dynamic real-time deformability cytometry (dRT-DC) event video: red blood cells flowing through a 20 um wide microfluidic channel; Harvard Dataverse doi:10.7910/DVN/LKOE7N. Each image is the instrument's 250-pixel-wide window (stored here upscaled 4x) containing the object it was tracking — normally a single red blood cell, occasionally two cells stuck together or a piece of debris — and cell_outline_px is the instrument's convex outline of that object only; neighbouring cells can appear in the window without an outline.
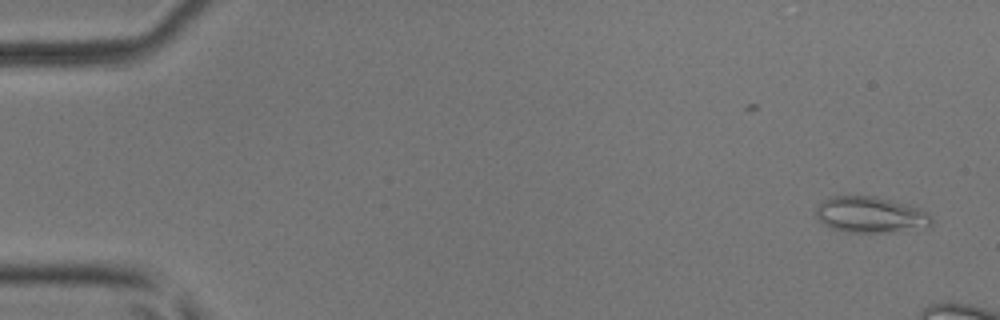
{"species": "common noctule bat (a hibernating species)", "species_latin": "Nyctalus noctula", "temperature_condition": "room temperature", "stored_images_in_passage": 5, "camera_frame_rate_fps": 3000, "um_per_image_px": 0.085, "animal": {"sex": "male", "body_mass_g": 17.9, "forearm_length_mm": 54.2}, "frame": {"image": 1, "passage_image": 1, "time_ms": 0.0, "image_size_px": [1000, 320], "cell_outline_px": [[932, 224], [928, 228], [896, 232], [844, 232], [832, 228], [824, 224], [816, 216], [816, 208], [824, 200], [832, 196], [876, 196], [908, 204], [920, 208], [928, 212], [932, 216]], "centroid_in_image_um": [74.07, 18.26], "position_along_channel_um": 10.9, "area_um2": 24.62}}